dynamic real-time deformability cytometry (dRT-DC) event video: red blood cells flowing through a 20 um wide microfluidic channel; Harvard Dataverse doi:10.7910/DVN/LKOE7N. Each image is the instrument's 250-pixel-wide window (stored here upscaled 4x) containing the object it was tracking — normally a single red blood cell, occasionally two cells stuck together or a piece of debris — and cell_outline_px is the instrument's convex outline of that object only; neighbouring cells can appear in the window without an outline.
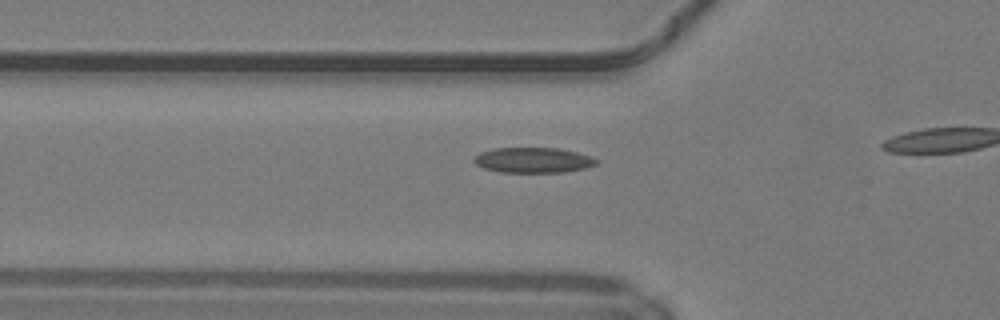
{"species": "common noctule bat (a hibernating species)", "species_latin": "Nyctalus noctula", "temperature_condition": "warm", "stored_images_in_passage": 10, "camera_frame_rate_fps": 3000, "um_per_image_px": 0.085, "animal": {"sex": "male", "body_mass_g": 19.2, "forearm_length_mm": 51.8}, "frame": {"image": 1, "passage_image": 5, "time_ms": 1.333, "image_size_px": [1000, 320], "cell_outline_px": [[600, 160], [596, 164], [584, 168], [564, 172], [500, 172], [484, 168], [476, 164], [472, 160], [480, 152], [492, 148], [556, 148], [576, 152], [592, 156]], "centroid_in_image_um": [45.32, 13.61], "position_along_channel_um": 80.5, "area_um2": 18.03}}
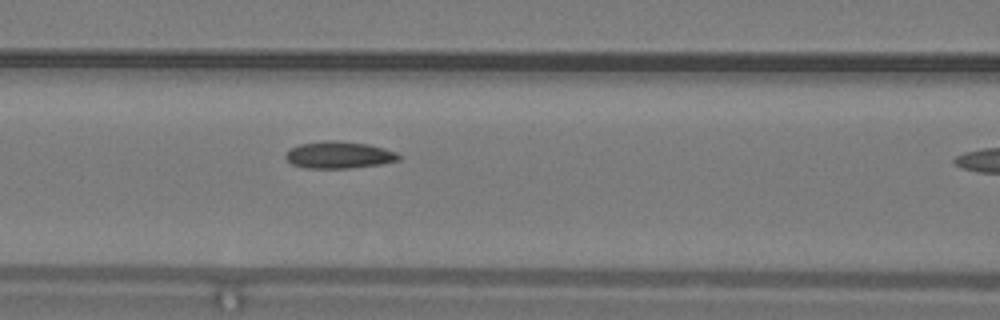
{"frame": {"image": 2, "passage_image": 9, "time_ms": 2.667, "image_size_px": [1000, 320], "cell_outline_px": [[400, 160], [380, 164], [348, 168], [304, 168], [292, 164], [284, 156], [288, 148], [300, 144], [324, 140], [336, 140], [368, 144], [384, 148], [396, 152], [400, 156]], "centroid_in_image_um": [28.78, 13.16], "position_along_channel_um": 137.8, "area_um2": 17.86}}